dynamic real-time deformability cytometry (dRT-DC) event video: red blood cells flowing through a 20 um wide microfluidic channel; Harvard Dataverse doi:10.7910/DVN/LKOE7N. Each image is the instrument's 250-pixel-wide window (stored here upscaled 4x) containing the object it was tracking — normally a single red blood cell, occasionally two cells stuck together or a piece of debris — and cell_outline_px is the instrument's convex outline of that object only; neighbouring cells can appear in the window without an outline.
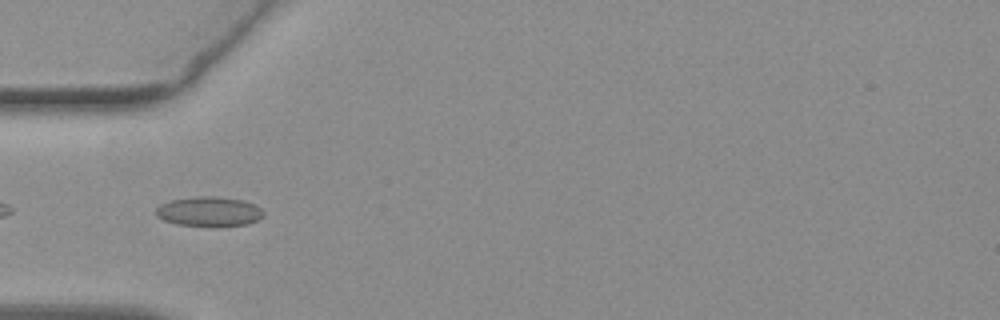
{"species": "common noctule bat (a hibernating species)", "species_latin": "Nyctalus noctula", "temperature_condition": "warm", "stored_images_in_passage": 35, "camera_frame_rate_fps": 3000, "um_per_image_px": 0.085, "animal": {"sex": "female", "body_mass_g": 19.3, "forearm_length_mm": 54.1}, "frame": {"image": 1, "passage_image": 2, "time_ms": 0.333, "image_size_px": [1000, 320], "cell_outline_px": [[264, 216], [248, 224], [220, 228], [212, 228], [176, 224], [164, 220], [156, 216], [156, 208], [160, 204], [172, 200], [196, 196], [216, 196], [244, 200], [260, 208], [264, 212]], "centroid_in_image_um": [17.78, 18.01], "position_along_channel_um": 67.2, "area_um2": 19.13}}
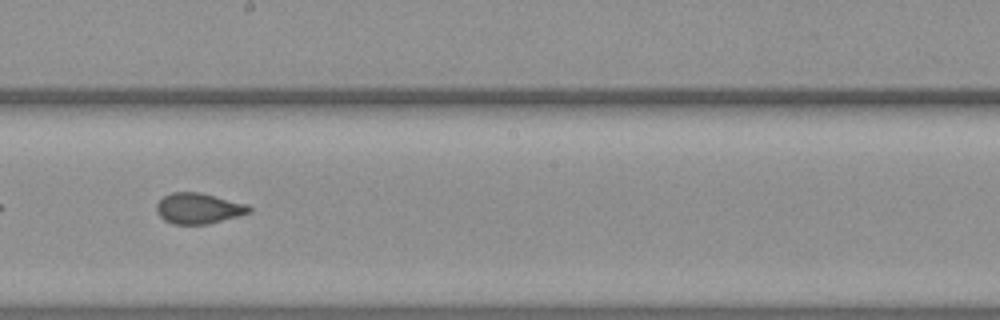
{"frame": {"image": 2, "passage_image": 15, "time_ms": 4.667, "image_size_px": [1000, 320], "cell_outline_px": [[252, 212], [208, 224], [172, 224], [164, 220], [156, 212], [156, 204], [164, 196], [172, 192], [200, 192], [248, 204], [252, 208]], "centroid_in_image_um": [16.88, 17.71], "position_along_channel_um": 231.3, "area_um2": 16.65}}
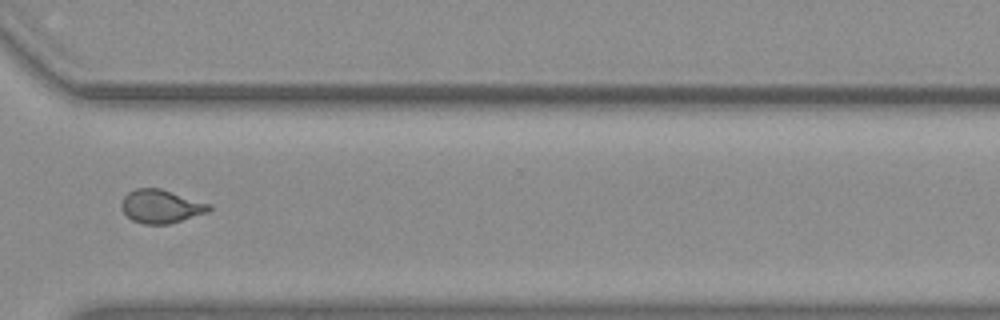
{"frame": {"image": 3, "passage_image": 25, "time_ms": 8.0, "image_size_px": [1000, 320], "cell_outline_px": [[212, 208], [208, 212], [168, 224], [144, 224], [132, 220], [120, 208], [120, 204], [124, 196], [128, 192], [136, 188], [160, 188], [208, 204]], "centroid_in_image_um": [13.63, 17.54], "position_along_channel_um": 357.0, "area_um2": 16.82}, "authors_computed_cell_mechanics": {"area_um2": 16.9354, "velocity_mm_per_s": 3.775, "shape_relaxation_time_tau1_ms": null, "shape_relaxation_time_tau2_ms": 0.9553, "deformation_change_tau1": null, "deformation_change_tau2": 0.0502}}